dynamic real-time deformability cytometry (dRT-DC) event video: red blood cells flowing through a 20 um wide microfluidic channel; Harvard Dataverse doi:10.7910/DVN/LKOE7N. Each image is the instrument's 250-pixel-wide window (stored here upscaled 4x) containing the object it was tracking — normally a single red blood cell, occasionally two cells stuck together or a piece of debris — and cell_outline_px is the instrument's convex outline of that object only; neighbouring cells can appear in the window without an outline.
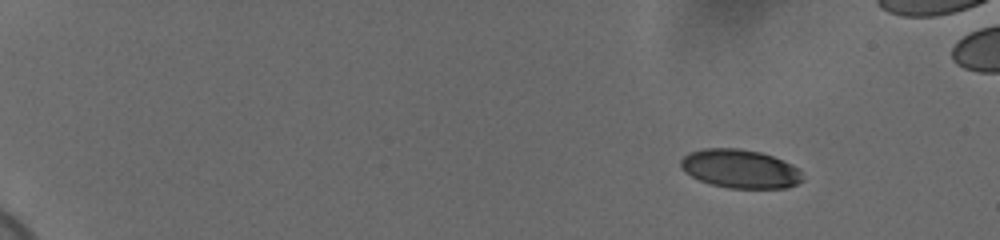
{"species": "human", "species_latin": "Homo sapiens", "temperature_condition": "cold", "stored_images_in_passage": 53, "camera_frame_rate_fps": 3000, "um_per_image_px": 0.085, "donor": {"sex": "female"}, "frame": {"image": 1, "passage_image": 1, "time_ms": 0.0, "image_size_px": [1000, 240], "cell_outline_px": [[804, 180], [796, 184], [784, 188], [728, 188], [712, 184], [700, 180], [684, 172], [680, 168], [680, 160], [688, 152], [704, 148], [740, 148], [760, 152], [784, 160], [792, 164], [800, 172]], "centroid_in_image_um": [62.88, 14.34], "position_along_channel_um": 22.1, "area_um2": 27.51}}
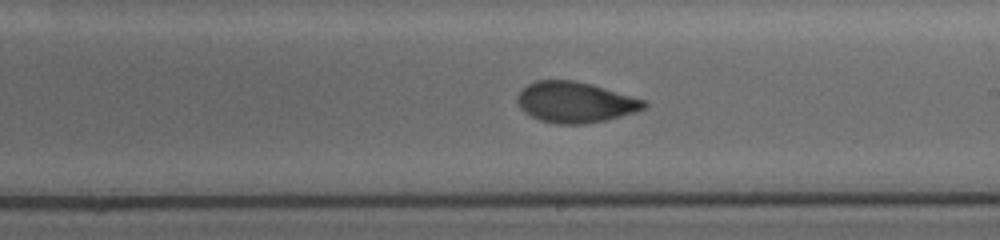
{"frame": {"image": 2, "passage_image": 31, "time_ms": 10.0, "image_size_px": [1000, 240], "cell_outline_px": [[648, 104], [644, 108], [636, 112], [604, 120], [584, 124], [556, 124], [540, 120], [524, 112], [520, 108], [516, 100], [516, 96], [528, 84], [536, 80], [576, 80], [592, 84], [648, 100]], "centroid_in_image_um": [48.91, 8.68], "position_along_channel_um": 240.1, "area_um2": 30.29}}
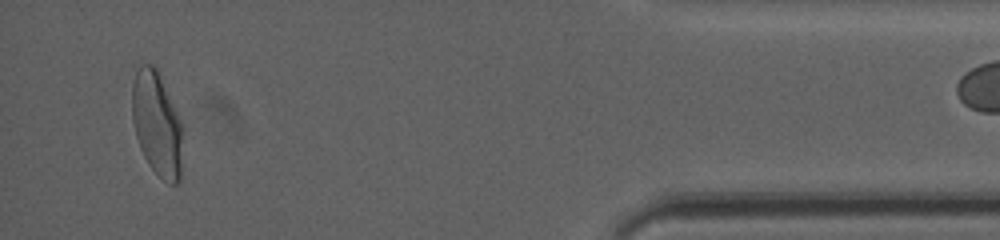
{"frame": {"image": 3, "passage_image": 50, "time_ms": 16.333, "image_size_px": [1000, 240], "cell_outline_px": [[180, 180], [176, 184], [172, 184], [160, 176], [148, 164], [140, 148], [136, 136], [132, 120], [132, 84], [136, 72], [140, 64], [152, 64], [156, 68], [180, 120]], "centroid_in_image_um": [13.28, 10.5], "position_along_channel_um": 421.9, "area_um2": 29.77}, "authors_computed_cell_mechanics": {"area_um2": 30.056, "velocity_mm_per_s": 3.6881, "shape_relaxation_time_tau1_ms": 4.7636, "shape_relaxation_time_tau2_ms": 1.1959, "deformation_change_tau1": 0.1581, "deformation_change_tau2": 0.0625}}